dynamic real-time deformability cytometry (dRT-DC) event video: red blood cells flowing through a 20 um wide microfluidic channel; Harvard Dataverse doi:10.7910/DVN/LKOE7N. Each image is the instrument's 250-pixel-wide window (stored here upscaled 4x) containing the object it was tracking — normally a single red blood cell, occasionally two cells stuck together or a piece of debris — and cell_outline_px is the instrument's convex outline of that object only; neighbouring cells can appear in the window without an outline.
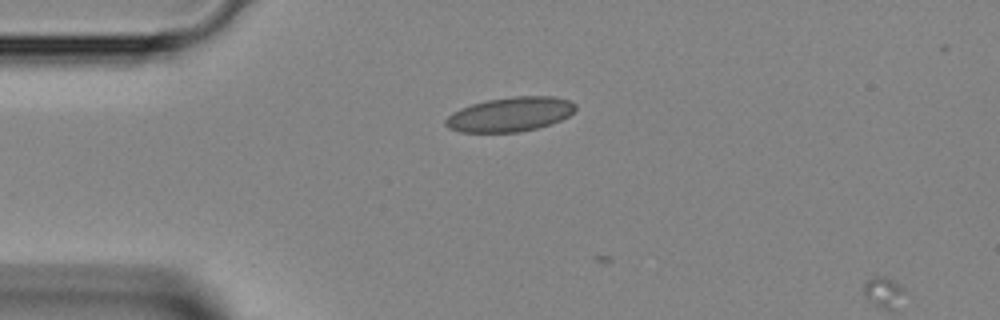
{"species": "Egyptian fruit bat (a non-hibernating species)", "species_latin": "Rousettus aegyptiacus", "temperature_condition": "room temperature", "stored_images_in_passage": 3, "camera_frame_rate_fps": 3000, "um_per_image_px": 0.085, "animal": {"sex": "female"}, "frame": {"image": 1, "passage_image": 2, "time_ms": 0.333, "image_size_px": [1000, 320], "cell_outline_px": [[576, 108], [568, 116], [552, 124], [520, 132], [460, 132], [448, 128], [444, 124], [444, 120], [452, 112], [460, 108], [472, 104], [488, 100], [512, 96], [556, 96], [568, 100], [576, 104]], "centroid_in_image_um": [43.35, 9.72], "position_along_channel_um": 41.7, "area_um2": 26.13}}